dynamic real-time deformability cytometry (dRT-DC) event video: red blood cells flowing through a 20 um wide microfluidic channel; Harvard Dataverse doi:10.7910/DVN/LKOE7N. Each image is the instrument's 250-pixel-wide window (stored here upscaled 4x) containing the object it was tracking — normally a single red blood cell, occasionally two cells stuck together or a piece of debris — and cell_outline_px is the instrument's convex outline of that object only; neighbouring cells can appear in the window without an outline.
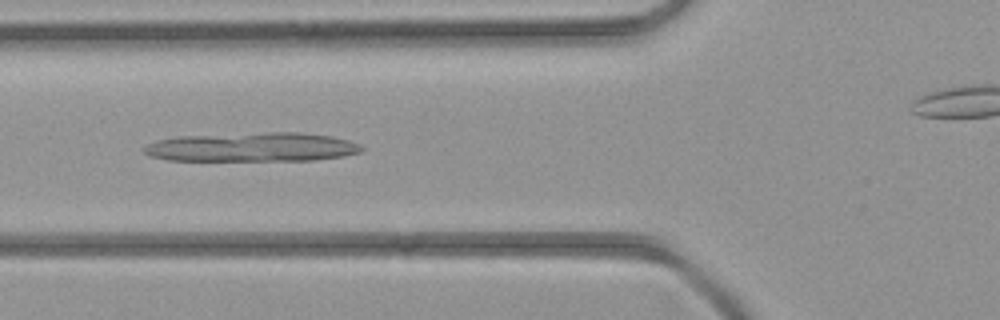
{"species": "common noctule bat (a hibernating species)", "species_latin": "Nyctalus noctula", "temperature_condition": "room temperature", "stored_images_in_passage": 43, "camera_frame_rate_fps": 3000, "um_per_image_px": 0.085, "animal": {"sex": "female", "body_mass_g": 21.9}, "frame": {"image": 1, "passage_image": 14, "time_ms": 4.333, "image_size_px": [1000, 320], "cell_outline_px": [[364, 148], [360, 152], [344, 156], [312, 160], [168, 160], [152, 156], [144, 152], [144, 148], [148, 144], [156, 140], [180, 136], [268, 132], [300, 132], [332, 136], [348, 140], [360, 144]], "centroid_in_image_um": [21.48, 12.49], "position_along_channel_um": 104.3, "area_um2": 36.76}}
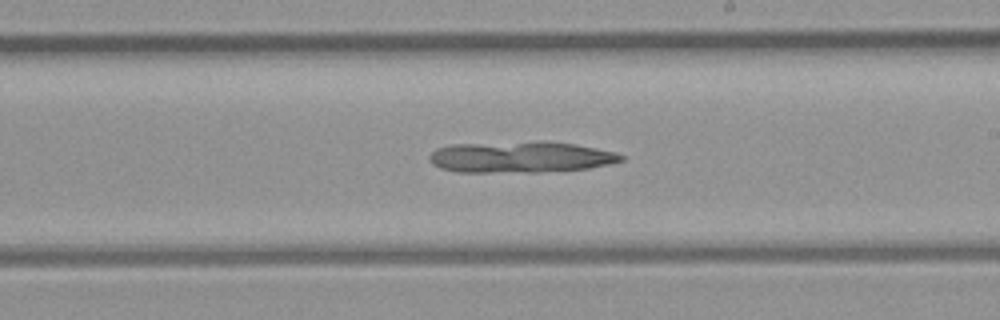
{"frame": {"image": 2, "passage_image": 23, "time_ms": 7.333, "image_size_px": [1000, 320], "cell_outline_px": [[624, 160], [608, 164], [588, 168], [540, 172], [456, 172], [440, 168], [432, 164], [428, 160], [428, 156], [436, 148], [452, 144], [576, 144], [612, 152], [624, 156]], "centroid_in_image_um": [44.16, 13.4], "position_along_channel_um": 244.8, "area_um2": 33.47}}
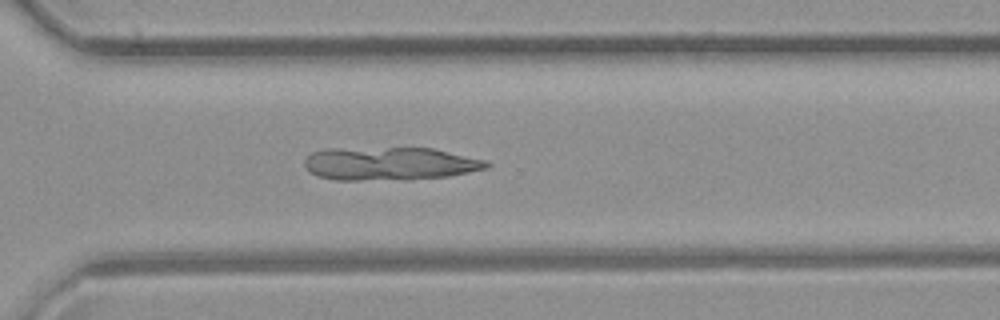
{"frame": {"image": 3, "passage_image": 29, "time_ms": 9.333, "image_size_px": [1000, 320], "cell_outline_px": [[492, 164], [488, 168], [448, 176], [360, 180], [336, 180], [320, 176], [312, 172], [304, 164], [304, 160], [312, 152], [324, 148], [432, 148], [484, 160]], "centroid_in_image_um": [33.1, 13.89], "position_along_channel_um": 337.5, "area_um2": 34.51}}